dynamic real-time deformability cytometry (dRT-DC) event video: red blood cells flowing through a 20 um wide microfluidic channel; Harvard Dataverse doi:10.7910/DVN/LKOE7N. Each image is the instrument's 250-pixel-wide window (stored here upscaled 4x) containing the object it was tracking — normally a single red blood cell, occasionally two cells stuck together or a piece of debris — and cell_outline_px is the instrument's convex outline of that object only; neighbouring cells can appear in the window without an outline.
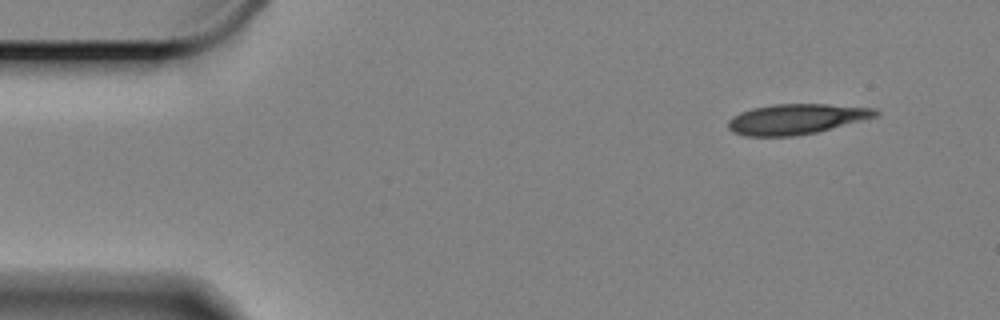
{"species": "Egyptian fruit bat (a non-hibernating species)", "species_latin": "Rousettus aegyptiacus", "temperature_condition": "cold", "stored_images_in_passage": 55, "camera_frame_rate_fps": 3000, "um_per_image_px": 0.085, "animal": {"sex": "female"}, "frame": {"image": 1, "passage_image": 1, "time_ms": 0.0, "image_size_px": [1000, 320], "cell_outline_px": [[880, 112], [876, 116], [816, 132], [792, 136], [744, 136], [732, 132], [728, 128], [728, 120], [732, 116], [740, 112], [752, 108], [776, 104], [828, 104], [876, 108]], "centroid_in_image_um": [67.64, 10.11], "position_along_channel_um": 17.4, "area_um2": 25.89}}
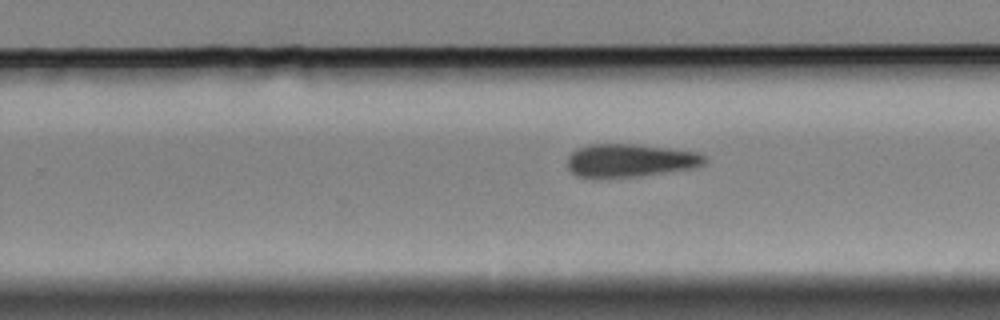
{"frame": {"image": 2, "passage_image": 32, "time_ms": 10.333, "image_size_px": [1000, 320], "cell_outline_px": [[708, 160], [704, 164], [692, 168], [640, 176], [576, 176], [568, 168], [568, 156], [576, 148], [588, 144], [636, 144], [668, 148], [696, 152], [704, 156]], "centroid_in_image_um": [53.56, 13.61], "position_along_channel_um": 276.2, "area_um2": 26.07}}
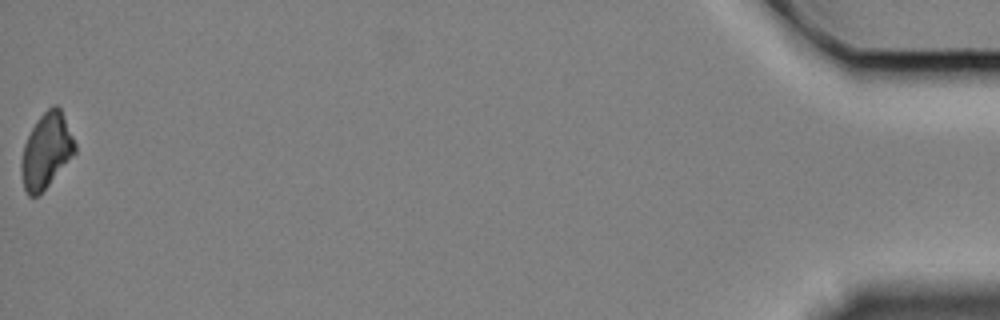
{"frame": {"image": 3, "passage_image": 55, "time_ms": 18.0, "image_size_px": [1000, 320], "cell_outline_px": [[76, 152], [48, 184], [36, 196], [28, 196], [24, 188], [20, 168], [20, 164], [24, 144], [36, 120], [52, 104], [56, 104], [60, 108], [76, 144]], "centroid_in_image_um": [3.92, 12.79], "position_along_channel_um": 431.3, "area_um2": 23.0}, "authors_computed_cell_mechanics": {"area_um2": 26.1834, "velocity_mm_per_s": 3.3166, "shape_relaxation_time_tau1_ms": 5.0551, "shape_relaxation_time_tau2_ms": null, "deformation_change_tau1": 0.1299, "deformation_change_tau2": null}}